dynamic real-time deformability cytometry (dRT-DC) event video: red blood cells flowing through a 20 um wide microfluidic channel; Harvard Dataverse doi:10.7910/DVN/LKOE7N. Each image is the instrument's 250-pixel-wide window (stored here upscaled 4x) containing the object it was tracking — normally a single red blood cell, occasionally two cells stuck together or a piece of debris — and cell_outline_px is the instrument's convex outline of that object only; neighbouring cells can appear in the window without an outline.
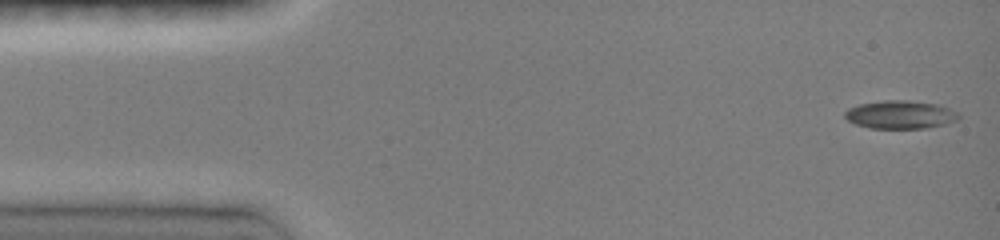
{"species": "common noctule bat (a hibernating species)", "species_latin": "Nyctalus noctula", "temperature_condition": "room temperature", "stored_images_in_passage": 106, "camera_frame_rate_fps": 3000, "um_per_image_px": 0.085, "animal": {"sex": "female", "body_mass_g": 19.0, "forearm_length_mm": 51.5}, "frame": {"image": 1, "passage_image": 1, "time_ms": 0.0, "image_size_px": [1000, 240], "cell_outline_px": [[960, 116], [956, 120], [944, 124], [928, 128], [868, 128], [856, 124], [848, 120], [844, 116], [844, 112], [848, 108], [860, 104], [884, 100], [908, 100], [940, 104], [956, 112]], "centroid_in_image_um": [76.51, 9.74], "position_along_channel_um": 8.5, "area_um2": 18.67}}
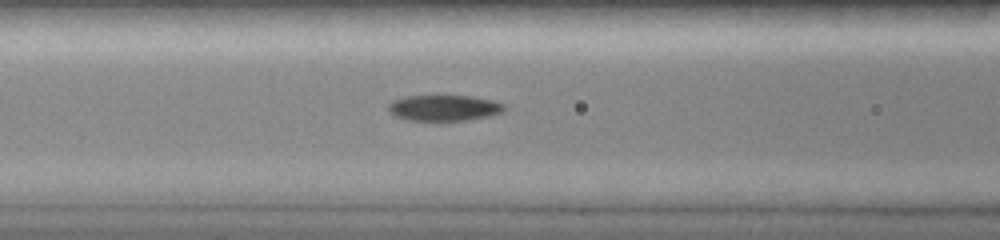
{"frame": {"image": 2, "passage_image": 46, "time_ms": 5.667, "image_size_px": [1000, 240], "cell_outline_px": [[508, 108], [492, 116], [464, 120], [408, 120], [396, 116], [388, 112], [388, 104], [392, 100], [404, 96], [472, 96], [492, 100], [504, 104]], "centroid_in_image_um": [37.74, 9.16], "position_along_channel_um": 128.9, "area_um2": 17.51}}
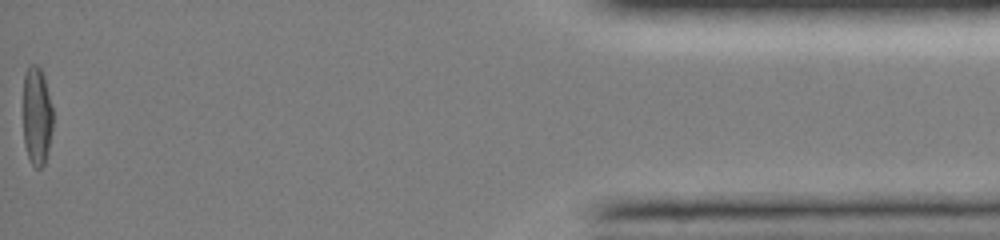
{"frame": {"image": 3, "passage_image": 106, "time_ms": 15.0, "image_size_px": [1000, 240], "cell_outline_px": [[52, 128], [48, 152], [44, 164], [40, 168], [36, 168], [32, 164], [28, 156], [24, 144], [24, 76], [28, 64], [36, 64], [40, 68], [44, 76], [52, 108]], "centroid_in_image_um": [3.13, 9.85], "position_along_channel_um": 432.1, "area_um2": 16.99}, "authors_computed_cell_mechanics": {"area_um2": 17.9469, "velocity_mm_per_s": 4.1212, "shape_relaxation_time_tau1_ms": 3.8065, "shape_relaxation_time_tau2_ms": 5.7943, "deformation_change_tau1": 0.1745, "deformation_change_tau2": 0.0996}}